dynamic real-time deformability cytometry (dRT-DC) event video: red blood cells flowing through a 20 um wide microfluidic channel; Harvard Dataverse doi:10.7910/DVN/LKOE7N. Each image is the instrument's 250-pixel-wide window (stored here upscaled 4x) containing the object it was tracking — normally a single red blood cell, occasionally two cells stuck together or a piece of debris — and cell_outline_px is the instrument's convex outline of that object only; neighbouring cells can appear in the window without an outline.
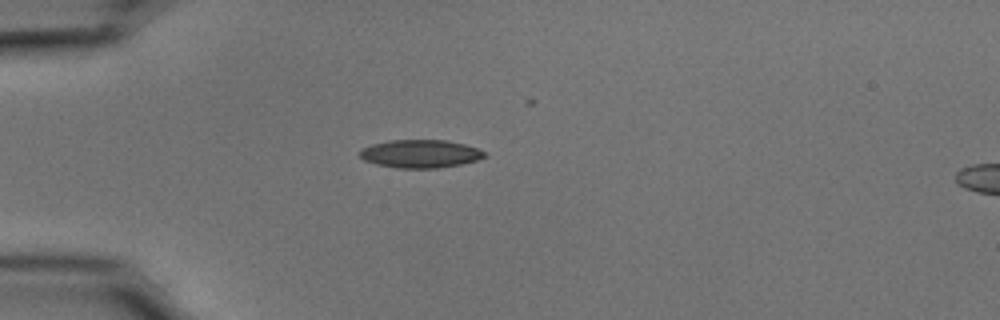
{"species": "common noctule bat (a hibernating species)", "species_latin": "Nyctalus noctula", "temperature_condition": "cold", "stored_images_in_passage": 40, "camera_frame_rate_fps": 3000, "um_per_image_px": 0.085, "animal": {"sex": "male", "body_mass_g": 15.6}, "frame": {"image": 1, "passage_image": 1, "time_ms": 0.0, "image_size_px": [1000, 320], "cell_outline_px": [[488, 152], [484, 156], [476, 160], [460, 164], [436, 168], [396, 168], [376, 164], [364, 160], [360, 156], [360, 148], [372, 144], [388, 140], [448, 140], [464, 144]], "centroid_in_image_um": [35.7, 13.06], "position_along_channel_um": 49.3, "area_um2": 20.4}}
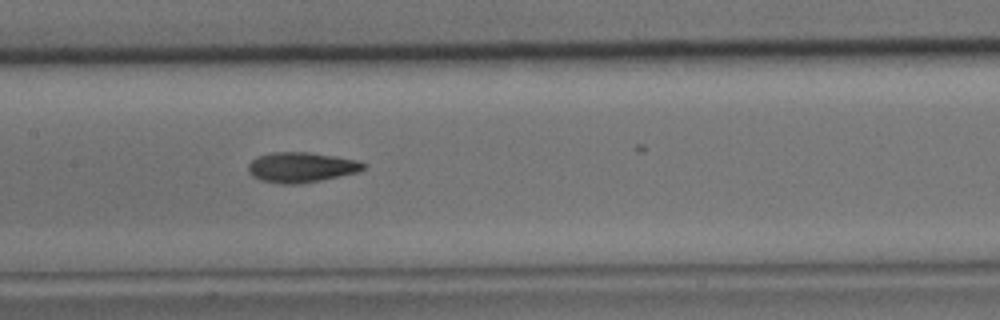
{"frame": {"image": 2, "passage_image": 13, "time_ms": 4.0, "image_size_px": [1000, 320], "cell_outline_px": [[364, 168], [360, 172], [300, 184], [280, 184], [260, 180], [252, 176], [248, 172], [248, 164], [256, 156], [272, 152], [308, 152], [360, 160], [364, 164]], "centroid_in_image_um": [25.59, 14.22], "position_along_channel_um": 181.8, "area_um2": 20.4}}
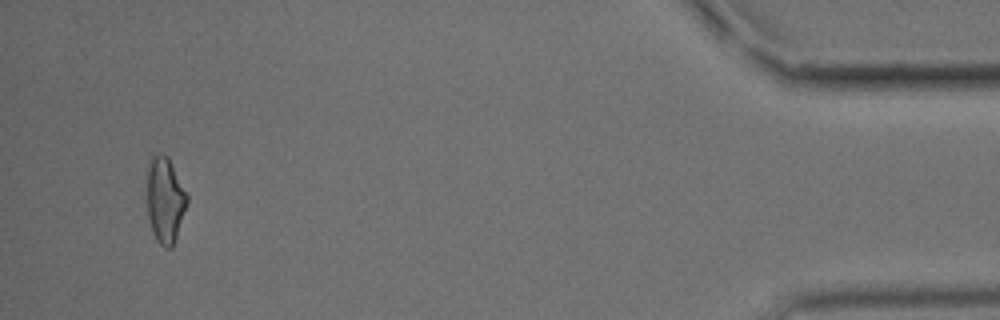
{"frame": {"image": 3, "passage_image": 38, "time_ms": 12.333, "image_size_px": [1000, 320], "cell_outline_px": [[188, 204], [172, 248], [164, 248], [156, 240], [152, 232], [148, 216], [144, 196], [144, 168], [148, 160], [156, 152], [160, 152], [168, 156], [188, 196]], "centroid_in_image_um": [13.95, 16.92], "position_along_channel_um": 421.3, "area_um2": 21.33}, "authors_computed_cell_mechanics": {"area_um2": 19.8254, "velocity_mm_per_s": 3.7012, "shape_relaxation_time_tau1_ms": 6.6567, "shape_relaxation_time_tau2_ms": 2.9332, "deformation_change_tau1": 0.1625, "deformation_change_tau2": 0.103}}